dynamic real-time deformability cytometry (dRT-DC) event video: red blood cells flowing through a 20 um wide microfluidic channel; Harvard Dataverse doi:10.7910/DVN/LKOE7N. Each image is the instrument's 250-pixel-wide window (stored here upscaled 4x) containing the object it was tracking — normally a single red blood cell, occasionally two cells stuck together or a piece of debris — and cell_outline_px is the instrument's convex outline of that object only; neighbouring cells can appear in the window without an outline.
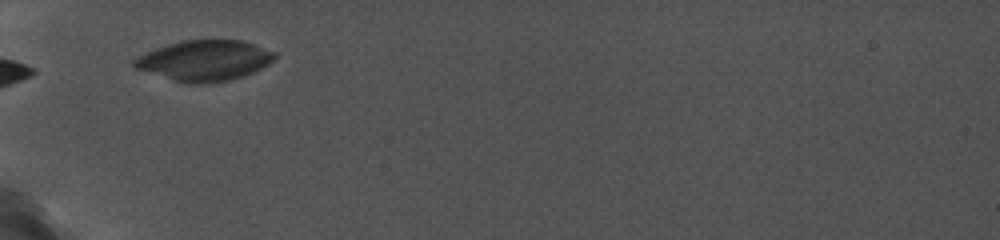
{"species": "common noctule bat (a hibernating species)", "species_latin": "Nyctalus noctula", "temperature_condition": "cold", "stored_images_in_passage": 8, "camera_frame_rate_fps": 5000, "um_per_image_px": 0.085, "animal": {"sex": "female", "body_mass_g": 19.0, "forearm_length_mm": 56.7}, "frame": {"image": 1, "passage_image": 1, "time_ms": 0.0, "image_size_px": [1000, 240], "cell_outline_px": [[276, 56], [268, 64], [244, 76], [228, 80], [208, 84], [188, 84], [172, 80], [132, 68], [132, 60], [156, 48], [168, 44], [184, 40], [240, 40], [276, 52]], "centroid_in_image_um": [17.34, 5.16], "position_along_channel_um": 67.7, "area_um2": 33.12}}